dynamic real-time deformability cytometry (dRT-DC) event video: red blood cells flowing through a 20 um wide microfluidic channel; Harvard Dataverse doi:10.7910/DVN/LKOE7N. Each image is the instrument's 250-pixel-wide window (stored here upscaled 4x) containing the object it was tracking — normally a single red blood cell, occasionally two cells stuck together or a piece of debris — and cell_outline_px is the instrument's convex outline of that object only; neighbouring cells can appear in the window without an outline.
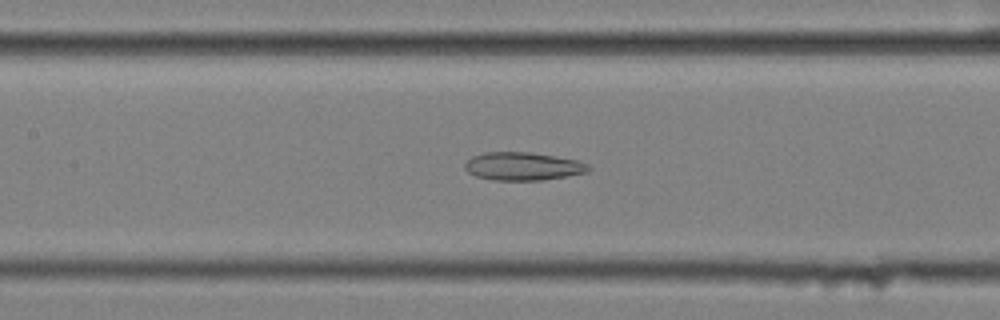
{"species": "common noctule bat (a hibernating species)", "species_latin": "Nyctalus noctula", "temperature_condition": "cold", "stored_images_in_passage": 59, "camera_frame_rate_fps": 3000, "um_per_image_px": 0.085, "animal": {"sex": "female", "body_mass_g": 25.1}, "frame": {"image": 1, "passage_image": 27, "time_ms": 8.667, "image_size_px": [1000, 320], "cell_outline_px": [[592, 168], [588, 172], [568, 176], [544, 180], [492, 180], [476, 176], [468, 172], [464, 168], [464, 164], [472, 156], [484, 152], [528, 152], [576, 160], [588, 164]], "centroid_in_image_um": [44.44, 14.14], "position_along_channel_um": 163.0, "area_um2": 20.23}}
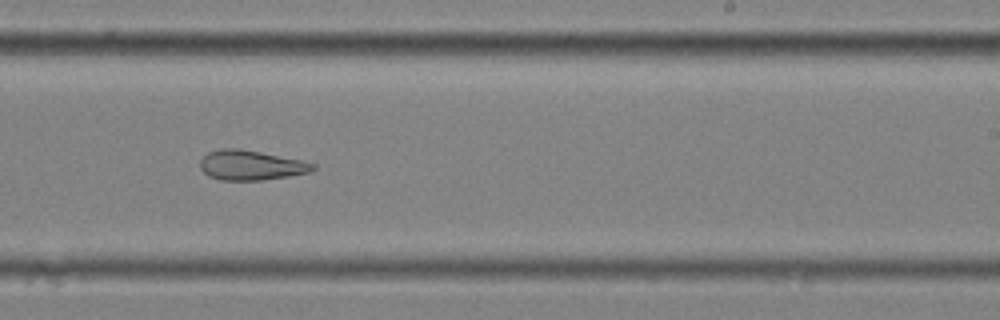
{"frame": {"image": 2, "passage_image": 36, "time_ms": 11.667, "image_size_px": [1000, 320], "cell_outline_px": [[316, 168], [308, 172], [288, 176], [260, 180], [220, 180], [208, 176], [200, 168], [200, 160], [208, 152], [220, 148], [240, 148], [300, 160], [316, 164]], "centroid_in_image_um": [21.29, 14.04], "position_along_channel_um": 267.7, "area_um2": 19.48}}
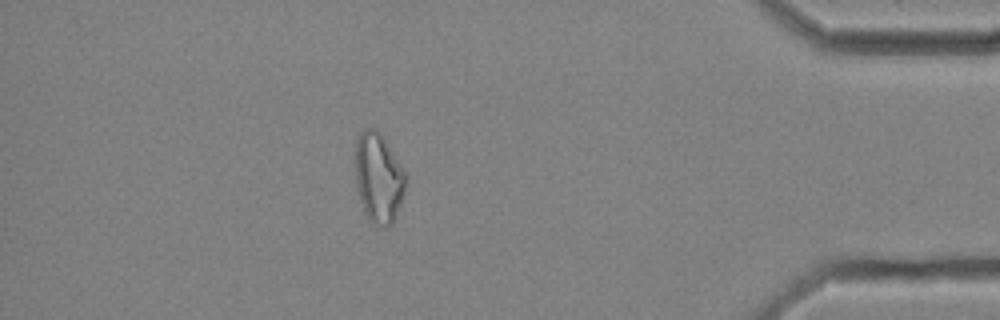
{"frame": {"image": 3, "passage_image": 51, "time_ms": 16.667, "image_size_px": [1000, 320], "cell_outline_px": [[404, 192], [400, 204], [392, 224], [388, 228], [384, 228], [368, 220], [364, 212], [360, 200], [356, 184], [356, 140], [360, 132], [364, 128], [376, 128], [380, 132], [404, 172]], "centroid_in_image_um": [32.14, 15.13], "position_along_channel_um": 403.1, "area_um2": 25.95}}